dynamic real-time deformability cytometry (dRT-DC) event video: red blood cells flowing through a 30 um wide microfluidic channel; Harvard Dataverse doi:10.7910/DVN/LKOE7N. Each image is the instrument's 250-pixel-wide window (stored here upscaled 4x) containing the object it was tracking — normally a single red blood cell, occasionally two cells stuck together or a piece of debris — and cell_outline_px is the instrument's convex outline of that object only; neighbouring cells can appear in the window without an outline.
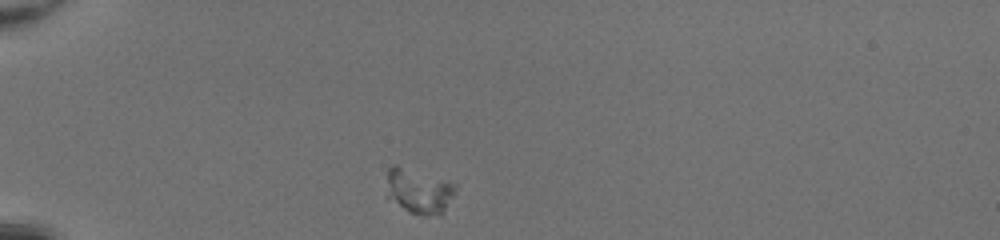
{"species": "common noctule bat (a hibernating species)", "species_latin": "Nyctalus noctula", "temperature_condition": "room temperature", "stored_images_in_passage": 37, "camera_frame_rate_fps": 3000, "um_per_image_px": 0.085, "animal": {"sex": "female", "body_mass_g": 20.0, "forearm_length_mm": 54.0}, "frame": {"image": 1, "passage_image": 1, "time_ms": 0.0, "image_size_px": [1000, 240], "cell_outline_px": [[456, 192], [444, 212], [440, 216], [424, 216], [408, 212], [388, 196], [388, 168], [392, 164], [396, 164], [456, 184]], "centroid_in_image_um": [35.64, 16.26], "position_along_channel_um": 49.4, "area_um2": 17.92}}
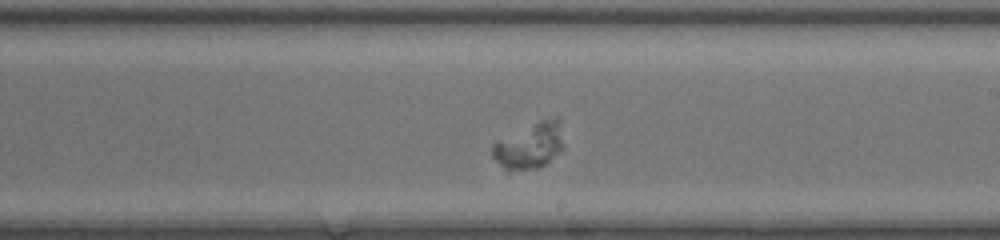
{"frame": {"image": 2, "passage_image": 18, "time_ms": 5.667, "image_size_px": [1000, 240], "cell_outline_px": [[564, 148], [560, 152], [544, 164], [536, 168], [508, 172], [492, 156], [492, 144], [496, 140], [540, 120], [552, 116], [556, 116], [560, 120]], "centroid_in_image_um": [45.03, 12.37], "position_along_channel_um": 244.0, "area_um2": 19.25}}
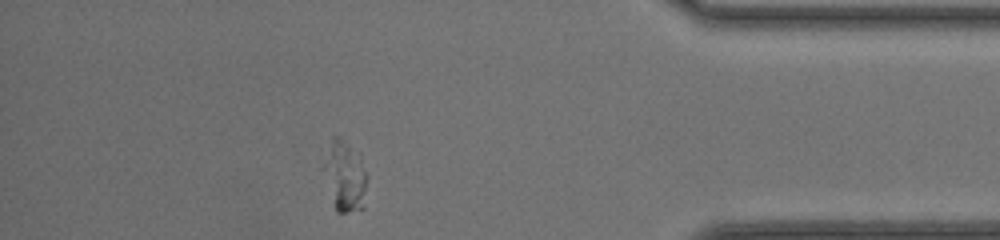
{"frame": {"image": 3, "passage_image": 32, "time_ms": 10.333, "image_size_px": [1000, 240], "cell_outline_px": [[368, 176], [364, 208], [344, 212], [336, 212], [320, 168], [332, 136], [336, 136], [360, 160]], "centroid_in_image_um": [29.26, 15.06], "position_along_channel_um": 405.9, "area_um2": 17.63}}